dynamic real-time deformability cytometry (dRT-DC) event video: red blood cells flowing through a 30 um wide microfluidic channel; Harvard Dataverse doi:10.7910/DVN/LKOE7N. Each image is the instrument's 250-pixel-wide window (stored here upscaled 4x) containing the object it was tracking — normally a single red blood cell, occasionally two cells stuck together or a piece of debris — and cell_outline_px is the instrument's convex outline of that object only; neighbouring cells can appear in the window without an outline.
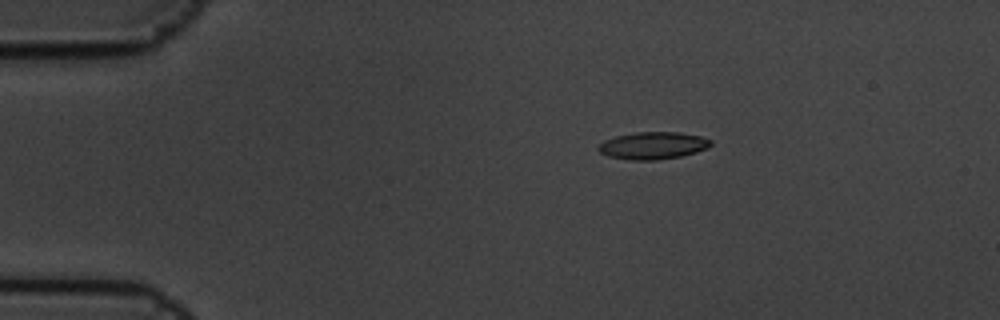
{"species": "common noctule bat (a hibernating species)", "species_latin": "Nyctalus noctula", "temperature_condition": "cold", "stored_images_in_passage": 5, "camera_frame_rate_fps": 3000, "um_per_image_px": 0.085, "animal": {"sex": "male", "body_mass_g": 19.5, "forearm_length_mm": 54.6}, "frame": {"image": 1, "passage_image": 3, "time_ms": 0.667, "image_size_px": [1000, 320], "cell_outline_px": [[712, 144], [708, 148], [696, 152], [680, 156], [656, 160], [632, 160], [608, 156], [600, 152], [596, 148], [604, 140], [616, 136], [636, 132], [680, 132], [700, 136], [712, 140]], "centroid_in_image_um": [55.51, 12.37], "position_along_channel_um": 29.5, "area_um2": 17.86}}